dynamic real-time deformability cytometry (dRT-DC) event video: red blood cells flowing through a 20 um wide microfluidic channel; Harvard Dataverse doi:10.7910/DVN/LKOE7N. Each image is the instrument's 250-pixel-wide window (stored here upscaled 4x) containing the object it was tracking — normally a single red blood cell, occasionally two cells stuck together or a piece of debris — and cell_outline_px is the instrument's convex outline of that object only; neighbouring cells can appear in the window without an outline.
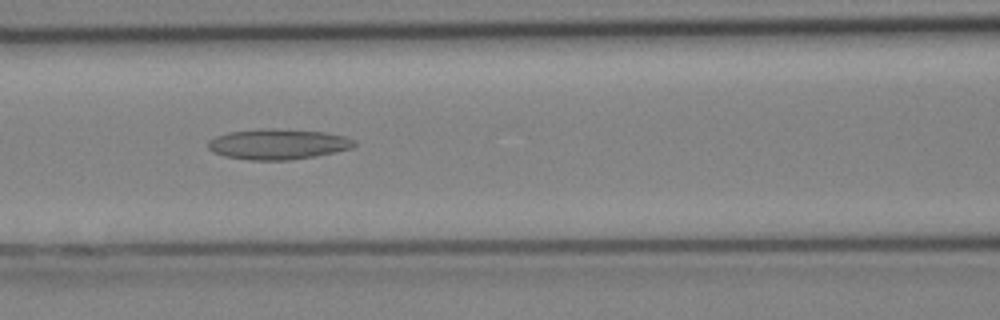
{"species": "Egyptian fruit bat (a non-hibernating species)", "species_latin": "Rousettus aegyptiacus", "temperature_condition": "cold", "stored_images_in_passage": 30, "segment_of_instrument_passage": [1, 2], "camera_frame_rate_fps": 3000, "um_per_image_px": 0.085, "animal": {"sex": "female"}, "frame": {"image": 1, "passage_image": 13, "time_ms": 4.0, "image_size_px": [1000, 320], "cell_outline_px": [[356, 144], [352, 148], [336, 152], [316, 156], [288, 160], [252, 160], [224, 156], [212, 152], [208, 148], [208, 140], [216, 136], [228, 132], [260, 128], [276, 128], [324, 132], [344, 136], [356, 140]], "centroid_in_image_um": [23.62, 12.24], "position_along_channel_um": 143.0, "area_um2": 26.18}}
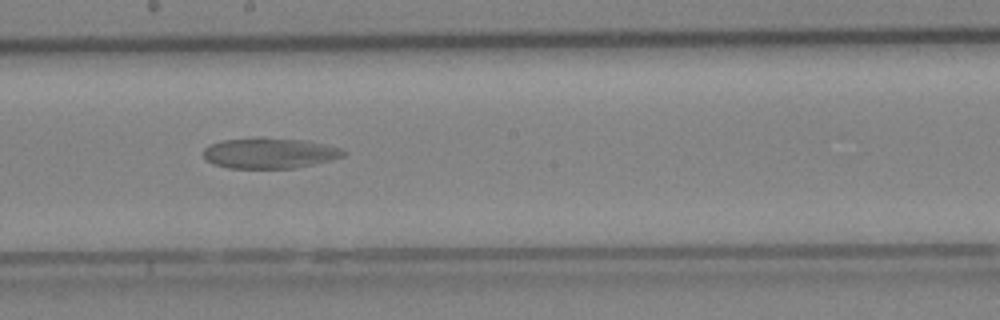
{"frame": {"image": 2, "passage_image": 17, "time_ms": 5.333, "image_size_px": [1000, 320], "cell_outline_px": [[348, 152], [344, 156], [296, 168], [228, 168], [212, 164], [204, 156], [204, 148], [212, 144], [224, 140], [308, 140], [340, 148]], "centroid_in_image_um": [22.94, 13.06], "position_along_channel_um": 225.3, "area_um2": 23.93}}
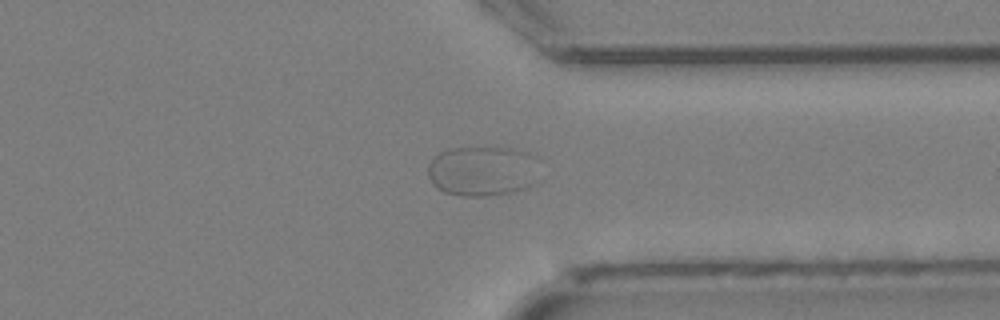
{"frame": {"image": 3, "passage_image": 24, "time_ms": 7.667, "image_size_px": [1000, 320], "cell_outline_px": [[544, 160], [540, 180], [528, 188], [512, 192], [484, 196], [460, 196], [444, 192], [436, 188], [432, 184], [428, 176], [428, 164], [440, 152], [448, 148], [512, 148], [536, 152]], "centroid_in_image_um": [41.19, 14.52], "position_along_channel_um": 370.2, "area_um2": 34.22}}